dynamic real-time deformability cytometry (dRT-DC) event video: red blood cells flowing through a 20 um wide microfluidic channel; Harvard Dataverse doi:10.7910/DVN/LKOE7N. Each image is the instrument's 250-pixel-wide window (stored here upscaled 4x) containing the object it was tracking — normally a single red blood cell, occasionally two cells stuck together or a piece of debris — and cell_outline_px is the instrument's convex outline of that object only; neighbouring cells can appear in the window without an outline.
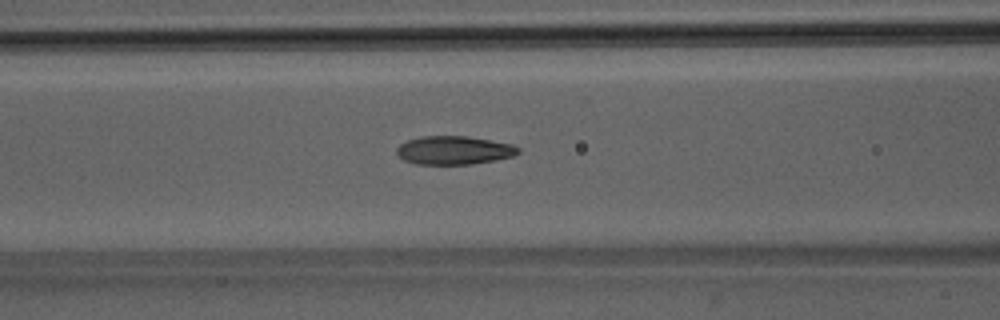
{"species": "Egyptian fruit bat (a non-hibernating species)", "species_latin": "Rousettus aegyptiacus", "temperature_condition": "room temperature", "stored_images_in_passage": 6, "camera_frame_rate_fps": 3000, "um_per_image_px": 0.085, "animal": {"sex": "male"}, "frame": {"image": 1, "passage_image": 6, "time_ms": 6.667, "image_size_px": [1000, 320], "cell_outline_px": [[520, 152], [512, 156], [496, 160], [472, 164], [416, 164], [404, 160], [396, 152], [396, 148], [400, 144], [408, 140], [420, 136], [468, 136], [512, 144], [520, 148]], "centroid_in_image_um": [38.59, 12.77], "position_along_channel_um": 128.0, "area_um2": 20.17}}